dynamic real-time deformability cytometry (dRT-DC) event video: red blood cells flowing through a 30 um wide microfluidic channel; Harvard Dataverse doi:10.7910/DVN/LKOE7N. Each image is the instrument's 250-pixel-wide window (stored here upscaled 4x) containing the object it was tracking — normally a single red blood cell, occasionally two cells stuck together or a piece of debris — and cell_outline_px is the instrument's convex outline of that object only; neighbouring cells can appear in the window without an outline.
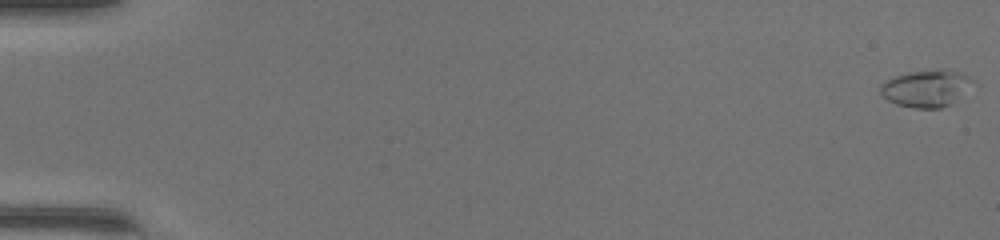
{"species": "common noctule bat (a hibernating species)", "species_latin": "Nyctalus noctula", "temperature_condition": "warm", "stored_images_in_passage": 50, "camera_frame_rate_fps": 3000, "um_per_image_px": 0.085, "animal": {"sex": "female", "body_mass_g": 17.0, "forearm_length_mm": 48.0}, "frame": {"image": 1, "passage_image": 1, "time_ms": 0.0, "image_size_px": [1000, 240], "cell_outline_px": [[980, 84], [952, 104], [940, 108], [912, 108], [896, 104], [888, 100], [880, 92], [880, 84], [896, 76], [908, 72], [956, 72], [968, 76], [976, 80]], "centroid_in_image_um": [78.83, 7.56], "position_along_channel_um": 6.2, "area_um2": 19.83}}
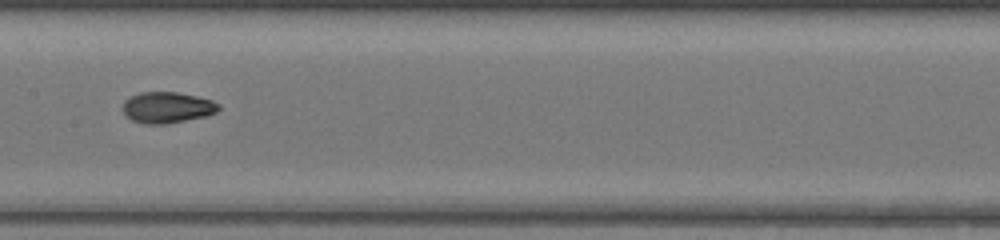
{"frame": {"image": 2, "passage_image": 27, "time_ms": 8.667, "image_size_px": [1000, 240], "cell_outline_px": [[220, 108], [216, 112], [204, 116], [168, 124], [144, 124], [132, 120], [124, 116], [124, 100], [140, 92], [176, 92], [196, 96], [212, 100], [220, 104]], "centroid_in_image_um": [14.2, 9.14], "position_along_channel_um": 193.2, "area_um2": 17.34}}
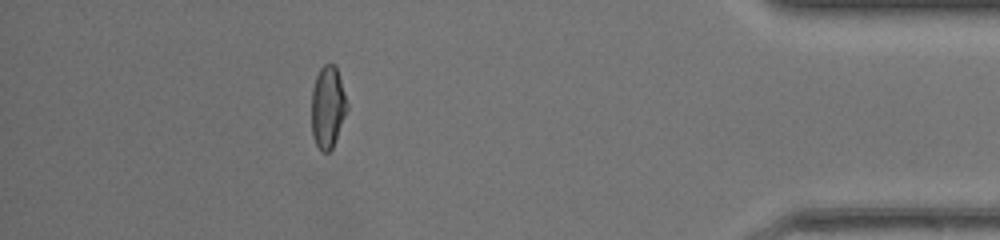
{"frame": {"image": 3, "passage_image": 45, "time_ms": 14.667, "image_size_px": [1000, 240], "cell_outline_px": [[348, 108], [332, 148], [328, 152], [320, 152], [312, 136], [312, 88], [316, 76], [320, 68], [324, 64], [332, 64], [336, 68], [348, 104]], "centroid_in_image_um": [27.84, 9.12], "position_along_channel_um": 407.4, "area_um2": 16.82}, "authors_computed_cell_mechanics": {"area_um2": 16.762, "velocity_mm_per_s": 4.3242, "shape_relaxation_time_tau1_ms": 3.3143, "shape_relaxation_time_tau2_ms": 1.4628, "deformation_change_tau1": 0.1835, "deformation_change_tau2": 0.0575}}